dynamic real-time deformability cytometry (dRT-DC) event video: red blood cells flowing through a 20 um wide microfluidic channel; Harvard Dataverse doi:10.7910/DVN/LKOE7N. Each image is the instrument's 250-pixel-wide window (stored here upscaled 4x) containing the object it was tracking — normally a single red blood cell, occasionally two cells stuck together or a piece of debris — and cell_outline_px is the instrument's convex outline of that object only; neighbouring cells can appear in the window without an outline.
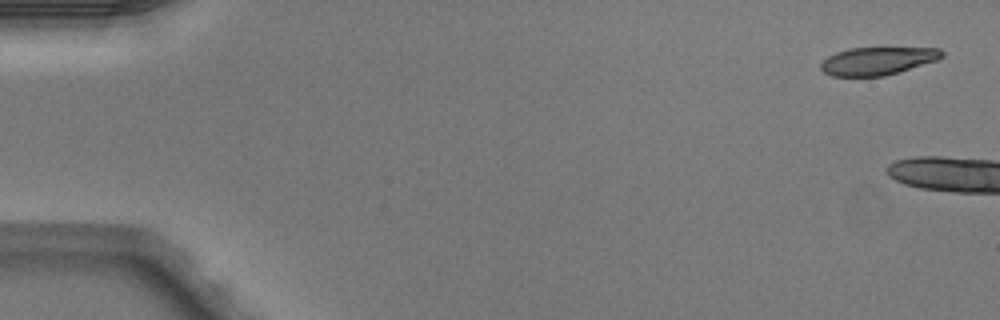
{"species": "Egyptian fruit bat (a non-hibernating species)", "species_latin": "Rousettus aegyptiacus", "temperature_condition": "warm", "stored_images_in_passage": 5, "camera_frame_rate_fps": 3000, "um_per_image_px": 0.085, "animal": {"sex": "male"}, "frame": {"image": 1, "passage_image": 1, "time_ms": 0.0, "image_size_px": [1000, 320], "cell_outline_px": [[944, 56], [936, 60], [900, 72], [884, 76], [832, 76], [824, 72], [820, 68], [820, 64], [828, 56], [836, 52], [852, 48], [940, 48], [944, 52]], "centroid_in_image_um": [74.6, 5.18], "position_along_channel_um": 10.4, "area_um2": 19.59}}